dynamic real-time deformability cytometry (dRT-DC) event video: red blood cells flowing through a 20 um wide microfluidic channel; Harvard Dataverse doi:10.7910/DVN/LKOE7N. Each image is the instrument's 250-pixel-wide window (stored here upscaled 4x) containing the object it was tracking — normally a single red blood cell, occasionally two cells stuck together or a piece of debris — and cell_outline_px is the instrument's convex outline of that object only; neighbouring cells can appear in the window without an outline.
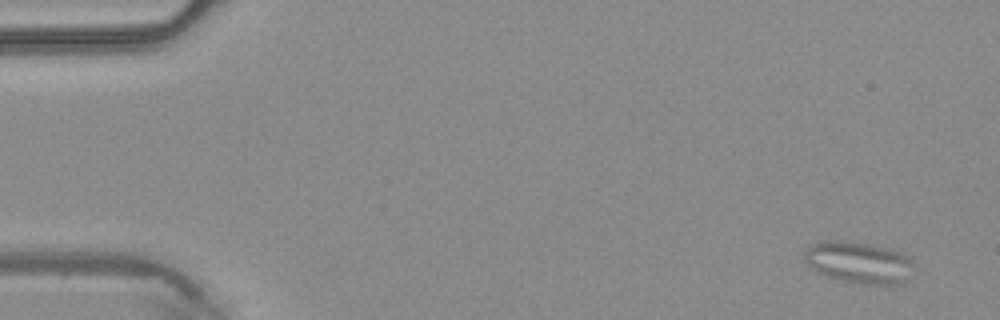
{"species": "common noctule bat (a hibernating species)", "species_latin": "Nyctalus noctula", "temperature_condition": "warm", "stored_images_in_passage": 46, "camera_frame_rate_fps": 3000, "um_per_image_px": 0.085, "animal": {"sex": "male", "body_mass_g": 20.4}, "frame": {"image": 1, "passage_image": 1, "time_ms": 0.0, "image_size_px": [1000, 320], "cell_outline_px": [[912, 264], [904, 280], [900, 284], [864, 284], [844, 280], [828, 276], [816, 272], [804, 260], [804, 252], [812, 244], [824, 240], [840, 240], [868, 244], [884, 248], [896, 252], [904, 256]], "centroid_in_image_um": [72.88, 22.3], "position_along_channel_um": 12.1, "area_um2": 25.61}}
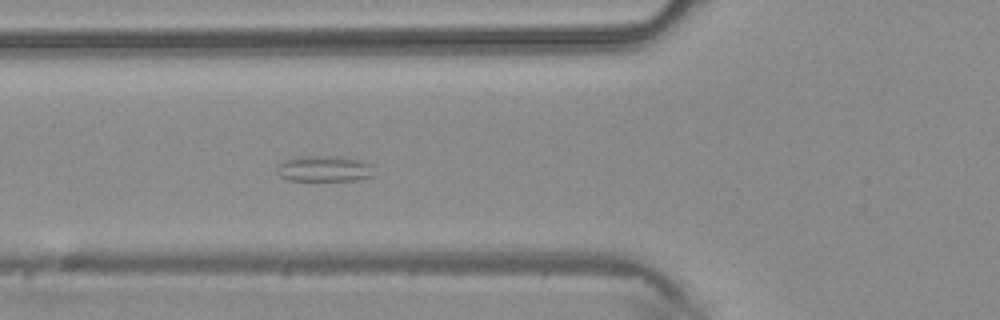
{"frame": {"image": 2, "passage_image": 16, "time_ms": 5.0, "image_size_px": [1000, 320], "cell_outline_px": [[372, 176], [356, 180], [288, 180], [280, 176], [276, 172], [276, 168], [284, 160], [300, 156], [348, 156], [372, 164]], "centroid_in_image_um": [27.56, 14.32], "position_along_channel_um": 98.2, "area_um2": 14.74}}
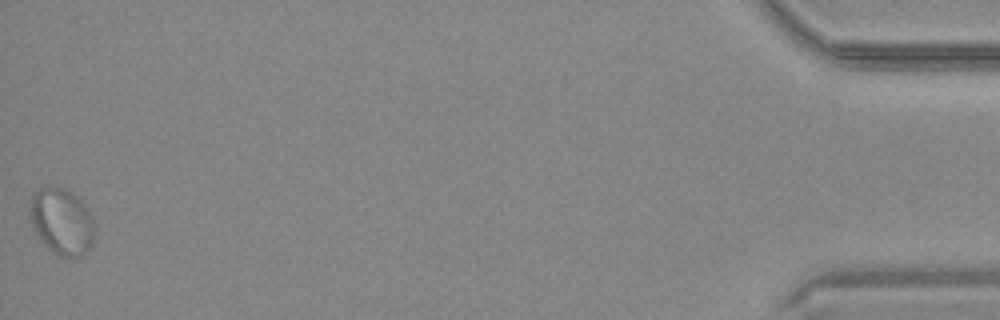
{"frame": {"image": 3, "passage_image": 46, "time_ms": 15.0, "image_size_px": [1000, 320], "cell_outline_px": [[92, 244], [80, 256], [60, 256], [52, 252], [44, 244], [36, 232], [32, 224], [32, 196], [40, 188], [60, 188], [76, 196], [84, 204], [92, 220]], "centroid_in_image_um": [5.25, 18.86], "position_along_channel_um": 430.0, "area_um2": 23.76}}